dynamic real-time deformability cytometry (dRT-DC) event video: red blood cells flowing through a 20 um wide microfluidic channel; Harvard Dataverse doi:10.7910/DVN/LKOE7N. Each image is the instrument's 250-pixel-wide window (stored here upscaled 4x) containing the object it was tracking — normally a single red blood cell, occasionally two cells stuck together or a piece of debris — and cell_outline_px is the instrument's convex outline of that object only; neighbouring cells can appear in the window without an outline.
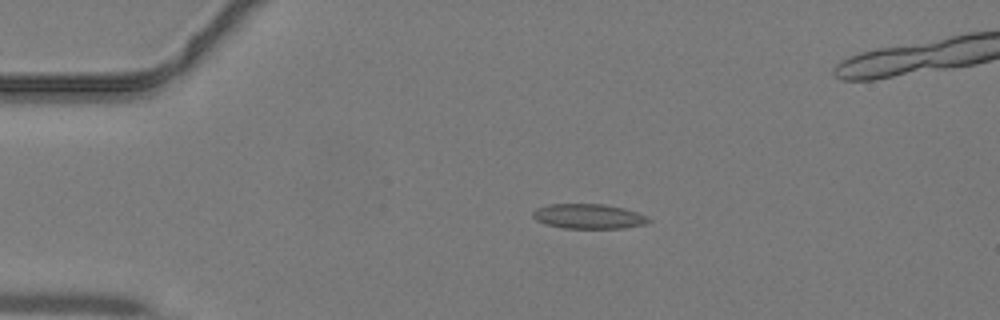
{"species": "common noctule bat (a hibernating species)", "species_latin": "Nyctalus noctula", "temperature_condition": "warm", "stored_images_in_passage": 43, "camera_frame_rate_fps": 3000, "um_per_image_px": 0.085, "animal": {"sex": "male", "body_mass_g": 19.2, "forearm_length_mm": 51.8}, "frame": {"image": 1, "passage_image": 10, "time_ms": 3.0, "image_size_px": [1000, 320], "cell_outline_px": [[652, 220], [644, 224], [624, 228], [564, 228], [544, 224], [536, 220], [532, 216], [532, 212], [536, 208], [548, 204], [604, 204], [624, 208], [648, 216]], "centroid_in_image_um": [50.01, 18.38], "position_along_channel_um": 35.0, "area_um2": 16.82}}
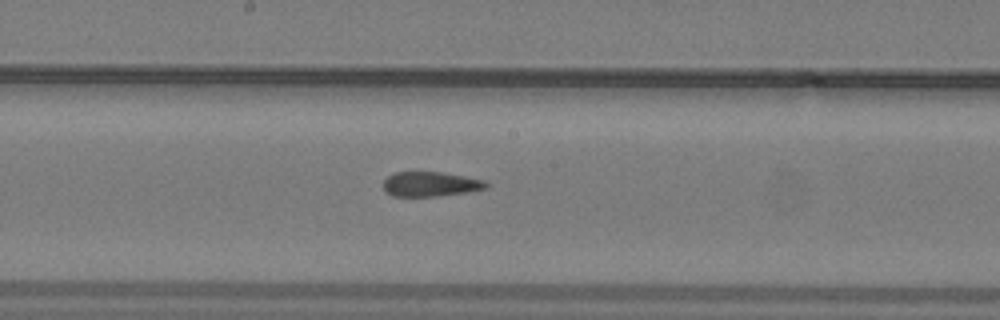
{"frame": {"image": 2, "passage_image": 24, "time_ms": 7.667, "image_size_px": [1000, 320], "cell_outline_px": [[488, 188], [468, 192], [436, 196], [392, 196], [384, 192], [384, 180], [388, 176], [396, 172], [440, 172], [464, 176], [484, 180], [488, 184]], "centroid_in_image_um": [36.58, 15.65], "position_along_channel_um": 211.6, "area_um2": 14.8}}
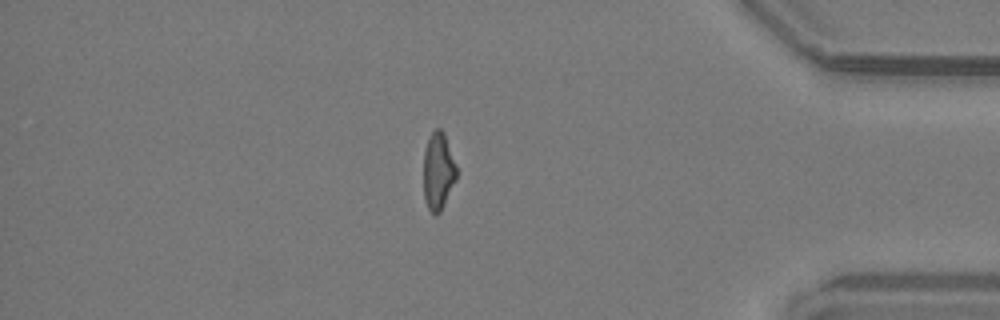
{"frame": {"image": 3, "passage_image": 38, "time_ms": 12.333, "image_size_px": [1000, 320], "cell_outline_px": [[456, 180], [440, 212], [436, 216], [428, 208], [424, 200], [424, 152], [428, 140], [432, 132], [436, 128], [440, 128], [444, 132], [456, 168]], "centroid_in_image_um": [37.23, 14.57], "position_along_channel_um": 398.0, "area_um2": 14.62}}